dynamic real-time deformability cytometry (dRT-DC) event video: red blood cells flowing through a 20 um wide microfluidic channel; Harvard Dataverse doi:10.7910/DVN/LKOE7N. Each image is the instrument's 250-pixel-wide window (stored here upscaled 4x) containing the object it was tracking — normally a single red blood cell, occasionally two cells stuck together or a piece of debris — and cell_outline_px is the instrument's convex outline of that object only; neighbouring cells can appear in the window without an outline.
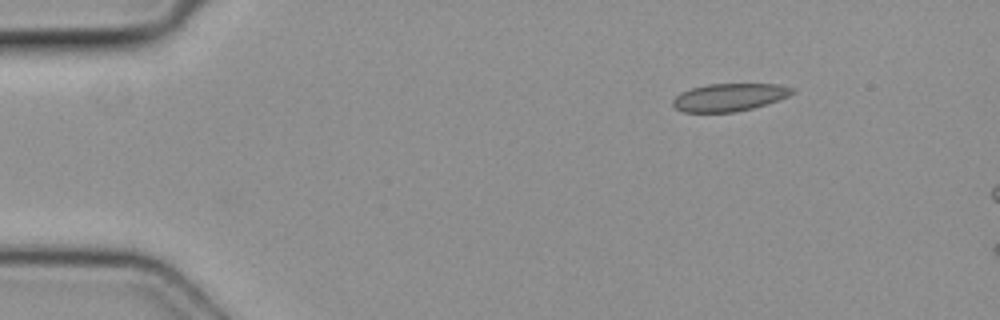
{"species": "common noctule bat (a hibernating species)", "species_latin": "Nyctalus noctula", "temperature_condition": "cold", "stored_images_in_passage": 4, "camera_frame_rate_fps": 3000, "um_per_image_px": 0.085, "animal": {"sex": "female", "body_mass_g": 19.3, "forearm_length_mm": 54.1}, "frame": {"image": 1, "passage_image": 4, "time_ms": 1.0, "image_size_px": [1000, 320], "cell_outline_px": [[796, 92], [788, 96], [752, 108], [736, 112], [684, 112], [676, 108], [672, 104], [672, 100], [680, 92], [692, 88], [708, 84], [780, 84], [792, 88]], "centroid_in_image_um": [61.97, 8.26], "position_along_channel_um": 23.0, "area_um2": 19.13}}